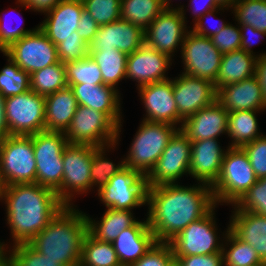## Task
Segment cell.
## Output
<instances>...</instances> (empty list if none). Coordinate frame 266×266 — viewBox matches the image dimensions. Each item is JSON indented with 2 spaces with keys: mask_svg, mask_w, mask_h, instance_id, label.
Masks as SVG:
<instances>
[{
  "mask_svg": "<svg viewBox=\"0 0 266 266\" xmlns=\"http://www.w3.org/2000/svg\"><path fill=\"white\" fill-rule=\"evenodd\" d=\"M226 239L231 247L227 251L222 246L223 265L225 266H257L264 262L256 251L246 242L240 240L228 227Z\"/></svg>",
  "mask_w": 266,
  "mask_h": 266,
  "instance_id": "obj_36",
  "label": "cell"
},
{
  "mask_svg": "<svg viewBox=\"0 0 266 266\" xmlns=\"http://www.w3.org/2000/svg\"><path fill=\"white\" fill-rule=\"evenodd\" d=\"M238 0H216V3L223 9L225 7H233Z\"/></svg>",
  "mask_w": 266,
  "mask_h": 266,
  "instance_id": "obj_57",
  "label": "cell"
},
{
  "mask_svg": "<svg viewBox=\"0 0 266 266\" xmlns=\"http://www.w3.org/2000/svg\"><path fill=\"white\" fill-rule=\"evenodd\" d=\"M172 84L178 114L183 120L216 101L217 91L210 80L182 73Z\"/></svg>",
  "mask_w": 266,
  "mask_h": 266,
  "instance_id": "obj_17",
  "label": "cell"
},
{
  "mask_svg": "<svg viewBox=\"0 0 266 266\" xmlns=\"http://www.w3.org/2000/svg\"><path fill=\"white\" fill-rule=\"evenodd\" d=\"M257 56L243 49L223 54L218 76L214 83L216 91L226 85L237 83L255 75Z\"/></svg>",
  "mask_w": 266,
  "mask_h": 266,
  "instance_id": "obj_29",
  "label": "cell"
},
{
  "mask_svg": "<svg viewBox=\"0 0 266 266\" xmlns=\"http://www.w3.org/2000/svg\"><path fill=\"white\" fill-rule=\"evenodd\" d=\"M181 49L185 66L183 73L215 83L223 54L211 39L187 31Z\"/></svg>",
  "mask_w": 266,
  "mask_h": 266,
  "instance_id": "obj_14",
  "label": "cell"
},
{
  "mask_svg": "<svg viewBox=\"0 0 266 266\" xmlns=\"http://www.w3.org/2000/svg\"><path fill=\"white\" fill-rule=\"evenodd\" d=\"M257 180L244 150L229 147L224 154L220 174L211 186L215 203L236 204Z\"/></svg>",
  "mask_w": 266,
  "mask_h": 266,
  "instance_id": "obj_4",
  "label": "cell"
},
{
  "mask_svg": "<svg viewBox=\"0 0 266 266\" xmlns=\"http://www.w3.org/2000/svg\"><path fill=\"white\" fill-rule=\"evenodd\" d=\"M138 129L125 166L147 176L173 135L180 129L168 123L144 121ZM177 128V130H176Z\"/></svg>",
  "mask_w": 266,
  "mask_h": 266,
  "instance_id": "obj_5",
  "label": "cell"
},
{
  "mask_svg": "<svg viewBox=\"0 0 266 266\" xmlns=\"http://www.w3.org/2000/svg\"><path fill=\"white\" fill-rule=\"evenodd\" d=\"M174 259L169 243L156 242L152 248L131 266H168Z\"/></svg>",
  "mask_w": 266,
  "mask_h": 266,
  "instance_id": "obj_46",
  "label": "cell"
},
{
  "mask_svg": "<svg viewBox=\"0 0 266 266\" xmlns=\"http://www.w3.org/2000/svg\"><path fill=\"white\" fill-rule=\"evenodd\" d=\"M184 8L164 9L144 30V43L171 58L186 36Z\"/></svg>",
  "mask_w": 266,
  "mask_h": 266,
  "instance_id": "obj_16",
  "label": "cell"
},
{
  "mask_svg": "<svg viewBox=\"0 0 266 266\" xmlns=\"http://www.w3.org/2000/svg\"><path fill=\"white\" fill-rule=\"evenodd\" d=\"M98 28L99 25L96 23V21L86 10H83L80 17V22L78 23L77 33L85 41V43L90 45L95 34L97 33Z\"/></svg>",
  "mask_w": 266,
  "mask_h": 266,
  "instance_id": "obj_50",
  "label": "cell"
},
{
  "mask_svg": "<svg viewBox=\"0 0 266 266\" xmlns=\"http://www.w3.org/2000/svg\"><path fill=\"white\" fill-rule=\"evenodd\" d=\"M67 86L65 67L61 61L30 74V89L39 95L47 96Z\"/></svg>",
  "mask_w": 266,
  "mask_h": 266,
  "instance_id": "obj_35",
  "label": "cell"
},
{
  "mask_svg": "<svg viewBox=\"0 0 266 266\" xmlns=\"http://www.w3.org/2000/svg\"><path fill=\"white\" fill-rule=\"evenodd\" d=\"M8 62L9 65L0 71V94L5 98L30 90V75L10 57Z\"/></svg>",
  "mask_w": 266,
  "mask_h": 266,
  "instance_id": "obj_38",
  "label": "cell"
},
{
  "mask_svg": "<svg viewBox=\"0 0 266 266\" xmlns=\"http://www.w3.org/2000/svg\"><path fill=\"white\" fill-rule=\"evenodd\" d=\"M216 101L228 112L239 110H263L266 103L255 76L217 90Z\"/></svg>",
  "mask_w": 266,
  "mask_h": 266,
  "instance_id": "obj_25",
  "label": "cell"
},
{
  "mask_svg": "<svg viewBox=\"0 0 266 266\" xmlns=\"http://www.w3.org/2000/svg\"><path fill=\"white\" fill-rule=\"evenodd\" d=\"M171 58L156 51L146 43L127 57L126 78L135 79L138 87L168 80L165 71L171 65Z\"/></svg>",
  "mask_w": 266,
  "mask_h": 266,
  "instance_id": "obj_20",
  "label": "cell"
},
{
  "mask_svg": "<svg viewBox=\"0 0 266 266\" xmlns=\"http://www.w3.org/2000/svg\"><path fill=\"white\" fill-rule=\"evenodd\" d=\"M88 222V232L97 240L113 242L118 235L137 221L133 219L131 210H119L108 208L99 223L93 222L86 216Z\"/></svg>",
  "mask_w": 266,
  "mask_h": 266,
  "instance_id": "obj_30",
  "label": "cell"
},
{
  "mask_svg": "<svg viewBox=\"0 0 266 266\" xmlns=\"http://www.w3.org/2000/svg\"><path fill=\"white\" fill-rule=\"evenodd\" d=\"M202 185L188 188L170 183L147 187V220L157 242L168 243L215 208L211 186Z\"/></svg>",
  "mask_w": 266,
  "mask_h": 266,
  "instance_id": "obj_1",
  "label": "cell"
},
{
  "mask_svg": "<svg viewBox=\"0 0 266 266\" xmlns=\"http://www.w3.org/2000/svg\"><path fill=\"white\" fill-rule=\"evenodd\" d=\"M234 206L235 210L266 216V177L259 178Z\"/></svg>",
  "mask_w": 266,
  "mask_h": 266,
  "instance_id": "obj_42",
  "label": "cell"
},
{
  "mask_svg": "<svg viewBox=\"0 0 266 266\" xmlns=\"http://www.w3.org/2000/svg\"><path fill=\"white\" fill-rule=\"evenodd\" d=\"M105 146L95 147L92 152V164H91V187L93 185L99 186L98 191H100L108 183V181L125 166V160L121 161L120 164L115 166L112 162L105 159L103 153H105Z\"/></svg>",
  "mask_w": 266,
  "mask_h": 266,
  "instance_id": "obj_40",
  "label": "cell"
},
{
  "mask_svg": "<svg viewBox=\"0 0 266 266\" xmlns=\"http://www.w3.org/2000/svg\"><path fill=\"white\" fill-rule=\"evenodd\" d=\"M4 22L0 17V50L3 52L6 50L13 42L18 41L23 36L33 33L34 30H26L24 28H11L5 27Z\"/></svg>",
  "mask_w": 266,
  "mask_h": 266,
  "instance_id": "obj_49",
  "label": "cell"
},
{
  "mask_svg": "<svg viewBox=\"0 0 266 266\" xmlns=\"http://www.w3.org/2000/svg\"><path fill=\"white\" fill-rule=\"evenodd\" d=\"M199 1V0H198ZM202 1V0H201ZM204 7H193V13L195 14L196 22L198 20H203L206 16H212L214 14V11H216L217 8L221 10V7L216 3V0H203ZM192 3L196 4V0H191ZM195 6V5H193ZM200 8V9H199ZM202 9V10H201Z\"/></svg>",
  "mask_w": 266,
  "mask_h": 266,
  "instance_id": "obj_54",
  "label": "cell"
},
{
  "mask_svg": "<svg viewBox=\"0 0 266 266\" xmlns=\"http://www.w3.org/2000/svg\"><path fill=\"white\" fill-rule=\"evenodd\" d=\"M229 229L248 243L266 264V216L235 210Z\"/></svg>",
  "mask_w": 266,
  "mask_h": 266,
  "instance_id": "obj_27",
  "label": "cell"
},
{
  "mask_svg": "<svg viewBox=\"0 0 266 266\" xmlns=\"http://www.w3.org/2000/svg\"><path fill=\"white\" fill-rule=\"evenodd\" d=\"M217 140L191 141L189 174L200 181V183L209 186H212L217 180L225 154Z\"/></svg>",
  "mask_w": 266,
  "mask_h": 266,
  "instance_id": "obj_23",
  "label": "cell"
},
{
  "mask_svg": "<svg viewBox=\"0 0 266 266\" xmlns=\"http://www.w3.org/2000/svg\"><path fill=\"white\" fill-rule=\"evenodd\" d=\"M168 266H181L177 259H173Z\"/></svg>",
  "mask_w": 266,
  "mask_h": 266,
  "instance_id": "obj_59",
  "label": "cell"
},
{
  "mask_svg": "<svg viewBox=\"0 0 266 266\" xmlns=\"http://www.w3.org/2000/svg\"><path fill=\"white\" fill-rule=\"evenodd\" d=\"M256 110H239L228 113L227 134L233 140L229 147L242 148L259 138Z\"/></svg>",
  "mask_w": 266,
  "mask_h": 266,
  "instance_id": "obj_32",
  "label": "cell"
},
{
  "mask_svg": "<svg viewBox=\"0 0 266 266\" xmlns=\"http://www.w3.org/2000/svg\"><path fill=\"white\" fill-rule=\"evenodd\" d=\"M77 104L105 113L117 126L121 127L119 93L111 85L77 84L68 85Z\"/></svg>",
  "mask_w": 266,
  "mask_h": 266,
  "instance_id": "obj_26",
  "label": "cell"
},
{
  "mask_svg": "<svg viewBox=\"0 0 266 266\" xmlns=\"http://www.w3.org/2000/svg\"><path fill=\"white\" fill-rule=\"evenodd\" d=\"M86 10L101 26L121 19V0H82Z\"/></svg>",
  "mask_w": 266,
  "mask_h": 266,
  "instance_id": "obj_41",
  "label": "cell"
},
{
  "mask_svg": "<svg viewBox=\"0 0 266 266\" xmlns=\"http://www.w3.org/2000/svg\"><path fill=\"white\" fill-rule=\"evenodd\" d=\"M241 30V49H243L245 52L253 54V51L251 50L250 46H252L251 39L247 37L248 34L249 36H257V38L260 36H266V32L257 30L253 28L250 25H241L240 26ZM244 31L247 33L245 34Z\"/></svg>",
  "mask_w": 266,
  "mask_h": 266,
  "instance_id": "obj_52",
  "label": "cell"
},
{
  "mask_svg": "<svg viewBox=\"0 0 266 266\" xmlns=\"http://www.w3.org/2000/svg\"><path fill=\"white\" fill-rule=\"evenodd\" d=\"M88 233L86 214L65 206L28 244L63 266H79Z\"/></svg>",
  "mask_w": 266,
  "mask_h": 266,
  "instance_id": "obj_3",
  "label": "cell"
},
{
  "mask_svg": "<svg viewBox=\"0 0 266 266\" xmlns=\"http://www.w3.org/2000/svg\"><path fill=\"white\" fill-rule=\"evenodd\" d=\"M181 266H223L222 253L210 255L174 256Z\"/></svg>",
  "mask_w": 266,
  "mask_h": 266,
  "instance_id": "obj_48",
  "label": "cell"
},
{
  "mask_svg": "<svg viewBox=\"0 0 266 266\" xmlns=\"http://www.w3.org/2000/svg\"><path fill=\"white\" fill-rule=\"evenodd\" d=\"M210 39L222 54L241 49V30L230 24L210 37Z\"/></svg>",
  "mask_w": 266,
  "mask_h": 266,
  "instance_id": "obj_47",
  "label": "cell"
},
{
  "mask_svg": "<svg viewBox=\"0 0 266 266\" xmlns=\"http://www.w3.org/2000/svg\"><path fill=\"white\" fill-rule=\"evenodd\" d=\"M79 266H121L111 242L99 241L89 232L83 241Z\"/></svg>",
  "mask_w": 266,
  "mask_h": 266,
  "instance_id": "obj_34",
  "label": "cell"
},
{
  "mask_svg": "<svg viewBox=\"0 0 266 266\" xmlns=\"http://www.w3.org/2000/svg\"><path fill=\"white\" fill-rule=\"evenodd\" d=\"M60 1L61 0H18V2L26 8L43 13L55 7Z\"/></svg>",
  "mask_w": 266,
  "mask_h": 266,
  "instance_id": "obj_53",
  "label": "cell"
},
{
  "mask_svg": "<svg viewBox=\"0 0 266 266\" xmlns=\"http://www.w3.org/2000/svg\"><path fill=\"white\" fill-rule=\"evenodd\" d=\"M139 91L147 113L144 121L174 126L180 122L183 124L175 103L172 80L144 85Z\"/></svg>",
  "mask_w": 266,
  "mask_h": 266,
  "instance_id": "obj_19",
  "label": "cell"
},
{
  "mask_svg": "<svg viewBox=\"0 0 266 266\" xmlns=\"http://www.w3.org/2000/svg\"><path fill=\"white\" fill-rule=\"evenodd\" d=\"M2 198L15 245L29 243L66 206L55 191L37 183L4 186Z\"/></svg>",
  "mask_w": 266,
  "mask_h": 266,
  "instance_id": "obj_2",
  "label": "cell"
},
{
  "mask_svg": "<svg viewBox=\"0 0 266 266\" xmlns=\"http://www.w3.org/2000/svg\"><path fill=\"white\" fill-rule=\"evenodd\" d=\"M36 160V183L57 191L62 185L64 148L68 145L63 132L41 131L32 135Z\"/></svg>",
  "mask_w": 266,
  "mask_h": 266,
  "instance_id": "obj_8",
  "label": "cell"
},
{
  "mask_svg": "<svg viewBox=\"0 0 266 266\" xmlns=\"http://www.w3.org/2000/svg\"><path fill=\"white\" fill-rule=\"evenodd\" d=\"M94 148L91 145L68 144L63 150V179L56 194L66 206L70 204L72 192L83 193L91 188L90 169Z\"/></svg>",
  "mask_w": 266,
  "mask_h": 266,
  "instance_id": "obj_10",
  "label": "cell"
},
{
  "mask_svg": "<svg viewBox=\"0 0 266 266\" xmlns=\"http://www.w3.org/2000/svg\"><path fill=\"white\" fill-rule=\"evenodd\" d=\"M77 106L76 98L69 86L45 96V131L65 133Z\"/></svg>",
  "mask_w": 266,
  "mask_h": 266,
  "instance_id": "obj_28",
  "label": "cell"
},
{
  "mask_svg": "<svg viewBox=\"0 0 266 266\" xmlns=\"http://www.w3.org/2000/svg\"><path fill=\"white\" fill-rule=\"evenodd\" d=\"M29 75L59 62L57 46L40 30L23 36L3 51Z\"/></svg>",
  "mask_w": 266,
  "mask_h": 266,
  "instance_id": "obj_12",
  "label": "cell"
},
{
  "mask_svg": "<svg viewBox=\"0 0 266 266\" xmlns=\"http://www.w3.org/2000/svg\"><path fill=\"white\" fill-rule=\"evenodd\" d=\"M169 5L168 0H121V19L144 31Z\"/></svg>",
  "mask_w": 266,
  "mask_h": 266,
  "instance_id": "obj_31",
  "label": "cell"
},
{
  "mask_svg": "<svg viewBox=\"0 0 266 266\" xmlns=\"http://www.w3.org/2000/svg\"><path fill=\"white\" fill-rule=\"evenodd\" d=\"M204 20H198L197 22H195V26L193 27V32L199 36H203V37H212L213 35L219 33L225 26H227L228 24L221 22L218 26H216L213 30L209 31V29L205 28L203 26Z\"/></svg>",
  "mask_w": 266,
  "mask_h": 266,
  "instance_id": "obj_55",
  "label": "cell"
},
{
  "mask_svg": "<svg viewBox=\"0 0 266 266\" xmlns=\"http://www.w3.org/2000/svg\"><path fill=\"white\" fill-rule=\"evenodd\" d=\"M0 175L4 186L36 183L32 135H10L0 140Z\"/></svg>",
  "mask_w": 266,
  "mask_h": 266,
  "instance_id": "obj_6",
  "label": "cell"
},
{
  "mask_svg": "<svg viewBox=\"0 0 266 266\" xmlns=\"http://www.w3.org/2000/svg\"><path fill=\"white\" fill-rule=\"evenodd\" d=\"M57 55L64 64L78 61L89 55V45L81 37H68L57 45Z\"/></svg>",
  "mask_w": 266,
  "mask_h": 266,
  "instance_id": "obj_44",
  "label": "cell"
},
{
  "mask_svg": "<svg viewBox=\"0 0 266 266\" xmlns=\"http://www.w3.org/2000/svg\"><path fill=\"white\" fill-rule=\"evenodd\" d=\"M4 244H0V266H7L8 265V256H5L4 252Z\"/></svg>",
  "mask_w": 266,
  "mask_h": 266,
  "instance_id": "obj_58",
  "label": "cell"
},
{
  "mask_svg": "<svg viewBox=\"0 0 266 266\" xmlns=\"http://www.w3.org/2000/svg\"><path fill=\"white\" fill-rule=\"evenodd\" d=\"M67 85L104 84L98 64L88 55L84 59L64 64Z\"/></svg>",
  "mask_w": 266,
  "mask_h": 266,
  "instance_id": "obj_37",
  "label": "cell"
},
{
  "mask_svg": "<svg viewBox=\"0 0 266 266\" xmlns=\"http://www.w3.org/2000/svg\"><path fill=\"white\" fill-rule=\"evenodd\" d=\"M5 99L6 98L0 94V140L10 136L6 121Z\"/></svg>",
  "mask_w": 266,
  "mask_h": 266,
  "instance_id": "obj_56",
  "label": "cell"
},
{
  "mask_svg": "<svg viewBox=\"0 0 266 266\" xmlns=\"http://www.w3.org/2000/svg\"><path fill=\"white\" fill-rule=\"evenodd\" d=\"M144 44V31L130 23L119 19L112 23L99 26L89 51H104V49H118L129 55Z\"/></svg>",
  "mask_w": 266,
  "mask_h": 266,
  "instance_id": "obj_18",
  "label": "cell"
},
{
  "mask_svg": "<svg viewBox=\"0 0 266 266\" xmlns=\"http://www.w3.org/2000/svg\"><path fill=\"white\" fill-rule=\"evenodd\" d=\"M213 209L204 217L191 222L168 243L173 256L210 255L222 253L217 243Z\"/></svg>",
  "mask_w": 266,
  "mask_h": 266,
  "instance_id": "obj_15",
  "label": "cell"
},
{
  "mask_svg": "<svg viewBox=\"0 0 266 266\" xmlns=\"http://www.w3.org/2000/svg\"><path fill=\"white\" fill-rule=\"evenodd\" d=\"M7 266H63L35 251L28 243L14 245Z\"/></svg>",
  "mask_w": 266,
  "mask_h": 266,
  "instance_id": "obj_43",
  "label": "cell"
},
{
  "mask_svg": "<svg viewBox=\"0 0 266 266\" xmlns=\"http://www.w3.org/2000/svg\"><path fill=\"white\" fill-rule=\"evenodd\" d=\"M261 87V94L266 103V53L257 57L254 75Z\"/></svg>",
  "mask_w": 266,
  "mask_h": 266,
  "instance_id": "obj_51",
  "label": "cell"
},
{
  "mask_svg": "<svg viewBox=\"0 0 266 266\" xmlns=\"http://www.w3.org/2000/svg\"><path fill=\"white\" fill-rule=\"evenodd\" d=\"M83 10L82 0H61L38 27L57 46L68 37H80L77 28Z\"/></svg>",
  "mask_w": 266,
  "mask_h": 266,
  "instance_id": "obj_21",
  "label": "cell"
},
{
  "mask_svg": "<svg viewBox=\"0 0 266 266\" xmlns=\"http://www.w3.org/2000/svg\"><path fill=\"white\" fill-rule=\"evenodd\" d=\"M89 55L98 64L105 85L115 88L118 81L126 78L127 54L118 49H104V51H89Z\"/></svg>",
  "mask_w": 266,
  "mask_h": 266,
  "instance_id": "obj_33",
  "label": "cell"
},
{
  "mask_svg": "<svg viewBox=\"0 0 266 266\" xmlns=\"http://www.w3.org/2000/svg\"><path fill=\"white\" fill-rule=\"evenodd\" d=\"M228 111L217 101L187 117L180 130L190 141L217 139L227 132Z\"/></svg>",
  "mask_w": 266,
  "mask_h": 266,
  "instance_id": "obj_22",
  "label": "cell"
},
{
  "mask_svg": "<svg viewBox=\"0 0 266 266\" xmlns=\"http://www.w3.org/2000/svg\"><path fill=\"white\" fill-rule=\"evenodd\" d=\"M98 196L107 208L131 210L139 207L147 202L146 177L125 167L98 191Z\"/></svg>",
  "mask_w": 266,
  "mask_h": 266,
  "instance_id": "obj_11",
  "label": "cell"
},
{
  "mask_svg": "<svg viewBox=\"0 0 266 266\" xmlns=\"http://www.w3.org/2000/svg\"><path fill=\"white\" fill-rule=\"evenodd\" d=\"M190 157L191 141L179 129L146 176L147 187L175 183L184 173L189 174Z\"/></svg>",
  "mask_w": 266,
  "mask_h": 266,
  "instance_id": "obj_13",
  "label": "cell"
},
{
  "mask_svg": "<svg viewBox=\"0 0 266 266\" xmlns=\"http://www.w3.org/2000/svg\"><path fill=\"white\" fill-rule=\"evenodd\" d=\"M154 234L148 225V220L137 221L131 227L124 229L112 242L121 266H131L145 255L156 243Z\"/></svg>",
  "mask_w": 266,
  "mask_h": 266,
  "instance_id": "obj_24",
  "label": "cell"
},
{
  "mask_svg": "<svg viewBox=\"0 0 266 266\" xmlns=\"http://www.w3.org/2000/svg\"><path fill=\"white\" fill-rule=\"evenodd\" d=\"M242 149L247 154L256 177H266V135H262Z\"/></svg>",
  "mask_w": 266,
  "mask_h": 266,
  "instance_id": "obj_45",
  "label": "cell"
},
{
  "mask_svg": "<svg viewBox=\"0 0 266 266\" xmlns=\"http://www.w3.org/2000/svg\"><path fill=\"white\" fill-rule=\"evenodd\" d=\"M233 8L240 25L266 32V0H238Z\"/></svg>",
  "mask_w": 266,
  "mask_h": 266,
  "instance_id": "obj_39",
  "label": "cell"
},
{
  "mask_svg": "<svg viewBox=\"0 0 266 266\" xmlns=\"http://www.w3.org/2000/svg\"><path fill=\"white\" fill-rule=\"evenodd\" d=\"M10 135L30 136L45 131V96L31 89L5 99Z\"/></svg>",
  "mask_w": 266,
  "mask_h": 266,
  "instance_id": "obj_9",
  "label": "cell"
},
{
  "mask_svg": "<svg viewBox=\"0 0 266 266\" xmlns=\"http://www.w3.org/2000/svg\"><path fill=\"white\" fill-rule=\"evenodd\" d=\"M3 188H4V183H3V180L1 179V175H0V193H1Z\"/></svg>",
  "mask_w": 266,
  "mask_h": 266,
  "instance_id": "obj_60",
  "label": "cell"
},
{
  "mask_svg": "<svg viewBox=\"0 0 266 266\" xmlns=\"http://www.w3.org/2000/svg\"><path fill=\"white\" fill-rule=\"evenodd\" d=\"M119 132L118 126L105 113L78 105L65 137L68 144L114 147Z\"/></svg>",
  "mask_w": 266,
  "mask_h": 266,
  "instance_id": "obj_7",
  "label": "cell"
}]
</instances>
